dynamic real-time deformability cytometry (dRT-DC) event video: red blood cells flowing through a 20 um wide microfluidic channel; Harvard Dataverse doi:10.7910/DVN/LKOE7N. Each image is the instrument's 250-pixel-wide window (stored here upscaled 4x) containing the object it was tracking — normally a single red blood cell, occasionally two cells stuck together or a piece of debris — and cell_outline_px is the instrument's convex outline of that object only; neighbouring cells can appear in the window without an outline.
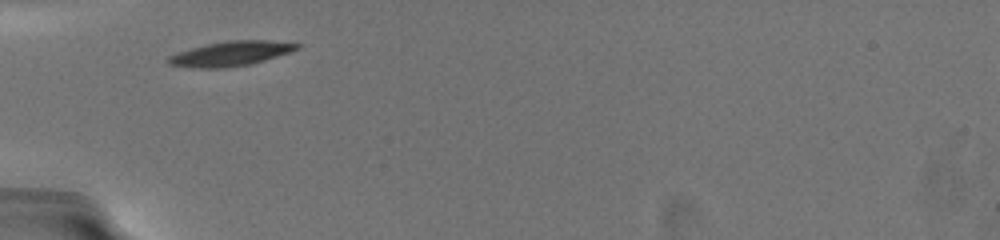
{"species": "common noctule bat (a hibernating species)", "species_latin": "Nyctalus noctula", "temperature_condition": "warm", "stored_images_in_passage": 15, "camera_frame_rate_fps": 3000, "um_per_image_px": 0.085, "animal": {"sex": "female", "body_mass_g": 19.5, "forearm_length_mm": 54.1}, "frame": {"image": 1, "passage_image": 1, "time_ms": 0.0, "image_size_px": [1000, 240], "cell_outline_px": [[300, 48], [292, 52], [264, 60], [248, 64], [224, 68], [200, 68], [168, 64], [164, 60], [168, 56], [192, 48], [208, 44], [228, 40], [268, 40], [300, 44]], "centroid_in_image_um": [19.63, 4.55], "position_along_channel_um": 65.4, "area_um2": 18.32}}
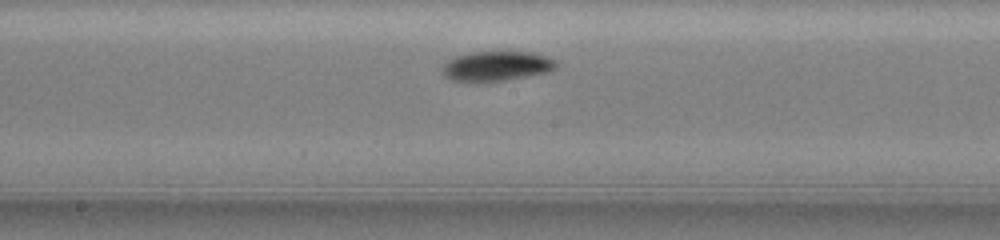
{"frame": {"image": 2, "passage_image": 8, "time_ms": 4.0, "image_size_px": [1000, 240], "cell_outline_px": [[556, 68], [544, 72], [524, 76], [500, 80], [452, 80], [444, 72], [444, 64], [452, 56], [468, 52], [532, 52], [556, 60]], "centroid_in_image_um": [42.2, 5.57], "position_along_channel_um": 206.0, "area_um2": 18.96}}
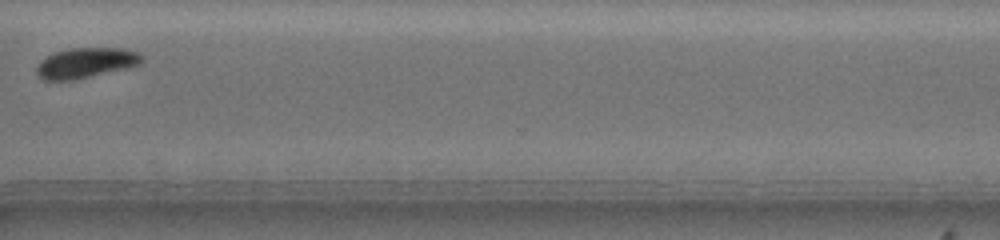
{"frame": {"image": 3, "passage_image": 14, "time_ms": 8.333, "image_size_px": [1000, 240], "cell_outline_px": [[144, 60], [140, 64], [76, 80], [44, 80], [36, 72], [36, 68], [40, 60], [52, 52], [68, 48], [120, 48], [136, 52], [144, 56]], "centroid_in_image_um": [7.26, 5.33], "position_along_channel_um": 363.3, "area_um2": 18.55}, "authors_computed_cell_mechanics": {"area_um2": 18.9584, "velocity_mm_per_s": 3.6372, "shape_relaxation_time_tau1_ms": 2.1966, "shape_relaxation_time_tau2_ms": 6.7266, "deformation_change_tau1": 0.116, "deformation_change_tau2": 0.0622}}